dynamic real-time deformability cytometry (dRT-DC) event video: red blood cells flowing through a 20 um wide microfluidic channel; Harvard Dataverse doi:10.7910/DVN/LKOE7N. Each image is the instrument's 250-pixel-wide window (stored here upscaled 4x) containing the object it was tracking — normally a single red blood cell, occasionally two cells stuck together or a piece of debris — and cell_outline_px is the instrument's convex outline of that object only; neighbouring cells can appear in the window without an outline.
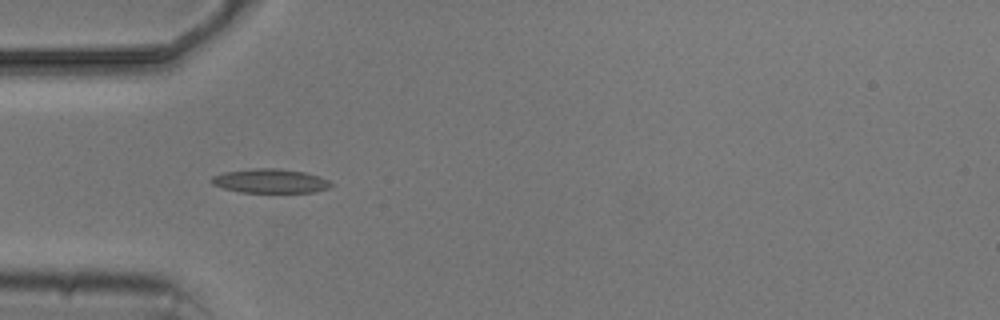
{"species": "common noctule bat (a hibernating species)", "species_latin": "Nyctalus noctula", "temperature_condition": "cold", "stored_images_in_passage": 7, "camera_frame_rate_fps": 3000, "um_per_image_px": 0.085, "animal": {"sex": "male", "body_mass_g": 20.5, "forearm_length_mm": 52.5}, "frame": {"image": 1, "passage_image": 3, "time_ms": 4.0, "image_size_px": [1000, 320], "cell_outline_px": [[332, 184], [328, 188], [312, 192], [240, 192], [224, 188], [212, 184], [212, 176], [224, 172], [256, 168], [276, 168], [304, 172], [320, 176], [328, 180]], "centroid_in_image_um": [22.97, 15.38], "position_along_channel_um": 62.0, "area_um2": 16.59}}
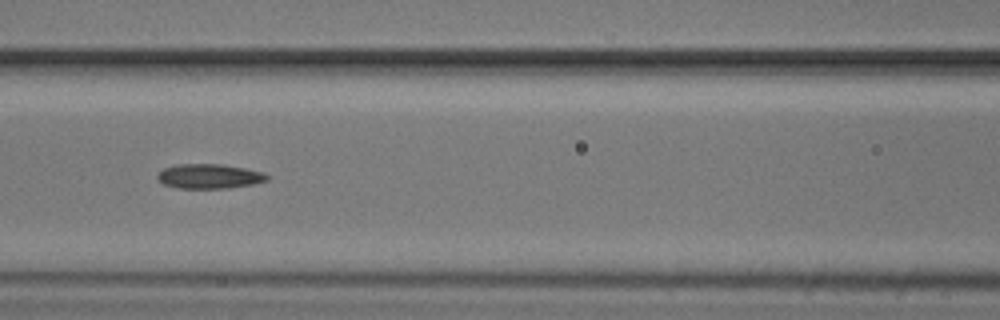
{"frame": {"image": 2, "passage_image": 5, "time_ms": 6.333, "image_size_px": [1000, 320], "cell_outline_px": [[272, 176], [268, 180], [252, 184], [228, 188], [176, 188], [164, 184], [156, 176], [164, 168], [176, 164], [220, 164], [244, 168], [264, 172]], "centroid_in_image_um": [17.83, 14.98], "position_along_channel_um": 148.8, "area_um2": 15.72}}
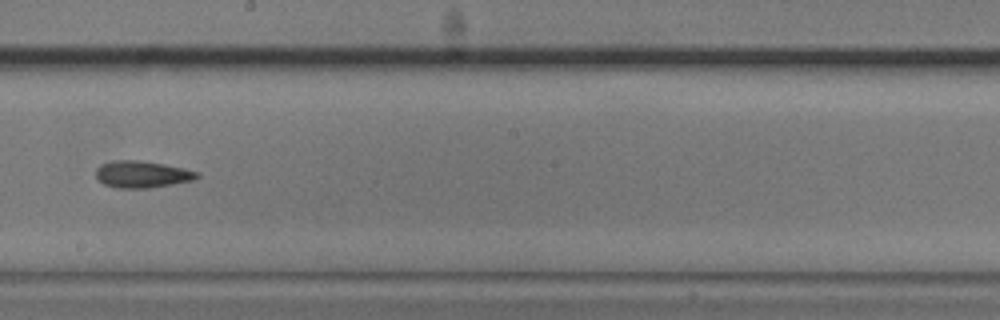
{"frame": {"image": 3, "passage_image": 7, "time_ms": 8.667, "image_size_px": [1000, 320], "cell_outline_px": [[200, 176], [192, 180], [172, 184], [148, 188], [116, 188], [104, 184], [96, 176], [96, 168], [100, 164], [112, 160], [136, 160], [184, 168], [200, 172]], "centroid_in_image_um": [12.05, 14.81], "position_along_channel_um": 236.1, "area_um2": 15.72}}